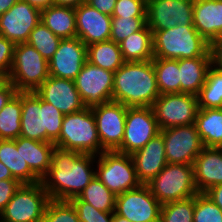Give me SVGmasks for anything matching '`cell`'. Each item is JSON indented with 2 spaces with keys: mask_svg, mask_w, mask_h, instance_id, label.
Here are the masks:
<instances>
[{
  "mask_svg": "<svg viewBox=\"0 0 222 222\" xmlns=\"http://www.w3.org/2000/svg\"><path fill=\"white\" fill-rule=\"evenodd\" d=\"M16 145H21V155L29 168L42 179L49 171L55 144L19 136Z\"/></svg>",
  "mask_w": 222,
  "mask_h": 222,
  "instance_id": "obj_24",
  "label": "cell"
},
{
  "mask_svg": "<svg viewBox=\"0 0 222 222\" xmlns=\"http://www.w3.org/2000/svg\"><path fill=\"white\" fill-rule=\"evenodd\" d=\"M193 222H222V209L205 193L194 196Z\"/></svg>",
  "mask_w": 222,
  "mask_h": 222,
  "instance_id": "obj_38",
  "label": "cell"
},
{
  "mask_svg": "<svg viewBox=\"0 0 222 222\" xmlns=\"http://www.w3.org/2000/svg\"><path fill=\"white\" fill-rule=\"evenodd\" d=\"M19 0H0V16L8 11Z\"/></svg>",
  "mask_w": 222,
  "mask_h": 222,
  "instance_id": "obj_50",
  "label": "cell"
},
{
  "mask_svg": "<svg viewBox=\"0 0 222 222\" xmlns=\"http://www.w3.org/2000/svg\"><path fill=\"white\" fill-rule=\"evenodd\" d=\"M21 185L22 183L17 179L0 180V213Z\"/></svg>",
  "mask_w": 222,
  "mask_h": 222,
  "instance_id": "obj_43",
  "label": "cell"
},
{
  "mask_svg": "<svg viewBox=\"0 0 222 222\" xmlns=\"http://www.w3.org/2000/svg\"><path fill=\"white\" fill-rule=\"evenodd\" d=\"M35 93L43 101L52 104L64 115L75 113L85 108L73 80L49 75Z\"/></svg>",
  "mask_w": 222,
  "mask_h": 222,
  "instance_id": "obj_19",
  "label": "cell"
},
{
  "mask_svg": "<svg viewBox=\"0 0 222 222\" xmlns=\"http://www.w3.org/2000/svg\"><path fill=\"white\" fill-rule=\"evenodd\" d=\"M85 2L86 0H53L54 5L68 6L73 8H76Z\"/></svg>",
  "mask_w": 222,
  "mask_h": 222,
  "instance_id": "obj_48",
  "label": "cell"
},
{
  "mask_svg": "<svg viewBox=\"0 0 222 222\" xmlns=\"http://www.w3.org/2000/svg\"><path fill=\"white\" fill-rule=\"evenodd\" d=\"M95 160L96 155L55 146L49 171L41 179L50 200L69 201L78 197L95 177Z\"/></svg>",
  "mask_w": 222,
  "mask_h": 222,
  "instance_id": "obj_1",
  "label": "cell"
},
{
  "mask_svg": "<svg viewBox=\"0 0 222 222\" xmlns=\"http://www.w3.org/2000/svg\"><path fill=\"white\" fill-rule=\"evenodd\" d=\"M205 194L222 209V184L209 188Z\"/></svg>",
  "mask_w": 222,
  "mask_h": 222,
  "instance_id": "obj_47",
  "label": "cell"
},
{
  "mask_svg": "<svg viewBox=\"0 0 222 222\" xmlns=\"http://www.w3.org/2000/svg\"><path fill=\"white\" fill-rule=\"evenodd\" d=\"M78 198L103 212H115L116 195L96 176L78 195Z\"/></svg>",
  "mask_w": 222,
  "mask_h": 222,
  "instance_id": "obj_34",
  "label": "cell"
},
{
  "mask_svg": "<svg viewBox=\"0 0 222 222\" xmlns=\"http://www.w3.org/2000/svg\"><path fill=\"white\" fill-rule=\"evenodd\" d=\"M69 202L74 206L80 222H113L114 212L97 210L78 197L72 198Z\"/></svg>",
  "mask_w": 222,
  "mask_h": 222,
  "instance_id": "obj_40",
  "label": "cell"
},
{
  "mask_svg": "<svg viewBox=\"0 0 222 222\" xmlns=\"http://www.w3.org/2000/svg\"><path fill=\"white\" fill-rule=\"evenodd\" d=\"M117 0H86L91 7L99 12L112 16Z\"/></svg>",
  "mask_w": 222,
  "mask_h": 222,
  "instance_id": "obj_46",
  "label": "cell"
},
{
  "mask_svg": "<svg viewBox=\"0 0 222 222\" xmlns=\"http://www.w3.org/2000/svg\"><path fill=\"white\" fill-rule=\"evenodd\" d=\"M42 222H80L74 206L69 201L50 200Z\"/></svg>",
  "mask_w": 222,
  "mask_h": 222,
  "instance_id": "obj_39",
  "label": "cell"
},
{
  "mask_svg": "<svg viewBox=\"0 0 222 222\" xmlns=\"http://www.w3.org/2000/svg\"><path fill=\"white\" fill-rule=\"evenodd\" d=\"M159 95L152 60L124 62L114 73L112 101L127 108L152 107Z\"/></svg>",
  "mask_w": 222,
  "mask_h": 222,
  "instance_id": "obj_2",
  "label": "cell"
},
{
  "mask_svg": "<svg viewBox=\"0 0 222 222\" xmlns=\"http://www.w3.org/2000/svg\"><path fill=\"white\" fill-rule=\"evenodd\" d=\"M74 82L85 107L92 108L112 101L113 72L86 61Z\"/></svg>",
  "mask_w": 222,
  "mask_h": 222,
  "instance_id": "obj_14",
  "label": "cell"
},
{
  "mask_svg": "<svg viewBox=\"0 0 222 222\" xmlns=\"http://www.w3.org/2000/svg\"><path fill=\"white\" fill-rule=\"evenodd\" d=\"M152 62L160 95L181 93L178 59L153 58Z\"/></svg>",
  "mask_w": 222,
  "mask_h": 222,
  "instance_id": "obj_31",
  "label": "cell"
},
{
  "mask_svg": "<svg viewBox=\"0 0 222 222\" xmlns=\"http://www.w3.org/2000/svg\"><path fill=\"white\" fill-rule=\"evenodd\" d=\"M21 103L20 136L54 143L59 138L64 114L35 92H21Z\"/></svg>",
  "mask_w": 222,
  "mask_h": 222,
  "instance_id": "obj_3",
  "label": "cell"
},
{
  "mask_svg": "<svg viewBox=\"0 0 222 222\" xmlns=\"http://www.w3.org/2000/svg\"><path fill=\"white\" fill-rule=\"evenodd\" d=\"M21 92H17L0 111V140H15L21 132Z\"/></svg>",
  "mask_w": 222,
  "mask_h": 222,
  "instance_id": "obj_32",
  "label": "cell"
},
{
  "mask_svg": "<svg viewBox=\"0 0 222 222\" xmlns=\"http://www.w3.org/2000/svg\"><path fill=\"white\" fill-rule=\"evenodd\" d=\"M40 21L61 39L77 37L73 7L52 4L41 10Z\"/></svg>",
  "mask_w": 222,
  "mask_h": 222,
  "instance_id": "obj_27",
  "label": "cell"
},
{
  "mask_svg": "<svg viewBox=\"0 0 222 222\" xmlns=\"http://www.w3.org/2000/svg\"><path fill=\"white\" fill-rule=\"evenodd\" d=\"M17 93L16 88L14 85L8 81L7 79H4L0 83V111L3 109V107L11 100V98Z\"/></svg>",
  "mask_w": 222,
  "mask_h": 222,
  "instance_id": "obj_45",
  "label": "cell"
},
{
  "mask_svg": "<svg viewBox=\"0 0 222 222\" xmlns=\"http://www.w3.org/2000/svg\"><path fill=\"white\" fill-rule=\"evenodd\" d=\"M87 61L113 73H115L125 62L119 44L112 40L96 42L88 45Z\"/></svg>",
  "mask_w": 222,
  "mask_h": 222,
  "instance_id": "obj_30",
  "label": "cell"
},
{
  "mask_svg": "<svg viewBox=\"0 0 222 222\" xmlns=\"http://www.w3.org/2000/svg\"><path fill=\"white\" fill-rule=\"evenodd\" d=\"M159 133L152 107L127 108L124 138L115 151L131 155Z\"/></svg>",
  "mask_w": 222,
  "mask_h": 222,
  "instance_id": "obj_12",
  "label": "cell"
},
{
  "mask_svg": "<svg viewBox=\"0 0 222 222\" xmlns=\"http://www.w3.org/2000/svg\"><path fill=\"white\" fill-rule=\"evenodd\" d=\"M198 107L202 109L222 108V70L210 66L205 84L198 95Z\"/></svg>",
  "mask_w": 222,
  "mask_h": 222,
  "instance_id": "obj_33",
  "label": "cell"
},
{
  "mask_svg": "<svg viewBox=\"0 0 222 222\" xmlns=\"http://www.w3.org/2000/svg\"><path fill=\"white\" fill-rule=\"evenodd\" d=\"M131 157L138 180L149 183L167 165L163 135L157 134Z\"/></svg>",
  "mask_w": 222,
  "mask_h": 222,
  "instance_id": "obj_21",
  "label": "cell"
},
{
  "mask_svg": "<svg viewBox=\"0 0 222 222\" xmlns=\"http://www.w3.org/2000/svg\"><path fill=\"white\" fill-rule=\"evenodd\" d=\"M28 2L30 5L35 6L36 8L42 10L51 6L53 4V0H23Z\"/></svg>",
  "mask_w": 222,
  "mask_h": 222,
  "instance_id": "obj_49",
  "label": "cell"
},
{
  "mask_svg": "<svg viewBox=\"0 0 222 222\" xmlns=\"http://www.w3.org/2000/svg\"><path fill=\"white\" fill-rule=\"evenodd\" d=\"M55 146L78 151L81 154L100 155L105 151L97 133V126L91 108L64 115L59 138Z\"/></svg>",
  "mask_w": 222,
  "mask_h": 222,
  "instance_id": "obj_5",
  "label": "cell"
},
{
  "mask_svg": "<svg viewBox=\"0 0 222 222\" xmlns=\"http://www.w3.org/2000/svg\"><path fill=\"white\" fill-rule=\"evenodd\" d=\"M146 25V17H112L110 40L119 44Z\"/></svg>",
  "mask_w": 222,
  "mask_h": 222,
  "instance_id": "obj_37",
  "label": "cell"
},
{
  "mask_svg": "<svg viewBox=\"0 0 222 222\" xmlns=\"http://www.w3.org/2000/svg\"><path fill=\"white\" fill-rule=\"evenodd\" d=\"M193 26L209 43L222 36V0H194Z\"/></svg>",
  "mask_w": 222,
  "mask_h": 222,
  "instance_id": "obj_23",
  "label": "cell"
},
{
  "mask_svg": "<svg viewBox=\"0 0 222 222\" xmlns=\"http://www.w3.org/2000/svg\"><path fill=\"white\" fill-rule=\"evenodd\" d=\"M96 120L101 147L105 151H115L124 138L127 107L115 101L91 108Z\"/></svg>",
  "mask_w": 222,
  "mask_h": 222,
  "instance_id": "obj_15",
  "label": "cell"
},
{
  "mask_svg": "<svg viewBox=\"0 0 222 222\" xmlns=\"http://www.w3.org/2000/svg\"><path fill=\"white\" fill-rule=\"evenodd\" d=\"M40 19V9L19 0L0 16V35L14 44L25 43Z\"/></svg>",
  "mask_w": 222,
  "mask_h": 222,
  "instance_id": "obj_17",
  "label": "cell"
},
{
  "mask_svg": "<svg viewBox=\"0 0 222 222\" xmlns=\"http://www.w3.org/2000/svg\"><path fill=\"white\" fill-rule=\"evenodd\" d=\"M49 77V62L27 42L15 44L7 76L17 92H35Z\"/></svg>",
  "mask_w": 222,
  "mask_h": 222,
  "instance_id": "obj_6",
  "label": "cell"
},
{
  "mask_svg": "<svg viewBox=\"0 0 222 222\" xmlns=\"http://www.w3.org/2000/svg\"><path fill=\"white\" fill-rule=\"evenodd\" d=\"M60 41L61 38L56 36L40 21L31 31L27 43L49 61L57 51Z\"/></svg>",
  "mask_w": 222,
  "mask_h": 222,
  "instance_id": "obj_35",
  "label": "cell"
},
{
  "mask_svg": "<svg viewBox=\"0 0 222 222\" xmlns=\"http://www.w3.org/2000/svg\"><path fill=\"white\" fill-rule=\"evenodd\" d=\"M0 162L9 168L12 176L22 184H34L41 181L23 159L21 145H16V140H0Z\"/></svg>",
  "mask_w": 222,
  "mask_h": 222,
  "instance_id": "obj_26",
  "label": "cell"
},
{
  "mask_svg": "<svg viewBox=\"0 0 222 222\" xmlns=\"http://www.w3.org/2000/svg\"><path fill=\"white\" fill-rule=\"evenodd\" d=\"M49 195L42 182L22 184L0 213L2 222H42Z\"/></svg>",
  "mask_w": 222,
  "mask_h": 222,
  "instance_id": "obj_9",
  "label": "cell"
},
{
  "mask_svg": "<svg viewBox=\"0 0 222 222\" xmlns=\"http://www.w3.org/2000/svg\"><path fill=\"white\" fill-rule=\"evenodd\" d=\"M193 216L194 196L163 204L159 222H193Z\"/></svg>",
  "mask_w": 222,
  "mask_h": 222,
  "instance_id": "obj_36",
  "label": "cell"
},
{
  "mask_svg": "<svg viewBox=\"0 0 222 222\" xmlns=\"http://www.w3.org/2000/svg\"><path fill=\"white\" fill-rule=\"evenodd\" d=\"M77 37L86 45L110 40L112 17L88 3L75 8Z\"/></svg>",
  "mask_w": 222,
  "mask_h": 222,
  "instance_id": "obj_20",
  "label": "cell"
},
{
  "mask_svg": "<svg viewBox=\"0 0 222 222\" xmlns=\"http://www.w3.org/2000/svg\"><path fill=\"white\" fill-rule=\"evenodd\" d=\"M199 193L222 184V148L204 147L193 163Z\"/></svg>",
  "mask_w": 222,
  "mask_h": 222,
  "instance_id": "obj_22",
  "label": "cell"
},
{
  "mask_svg": "<svg viewBox=\"0 0 222 222\" xmlns=\"http://www.w3.org/2000/svg\"><path fill=\"white\" fill-rule=\"evenodd\" d=\"M195 125L204 147L222 148V108H199Z\"/></svg>",
  "mask_w": 222,
  "mask_h": 222,
  "instance_id": "obj_28",
  "label": "cell"
},
{
  "mask_svg": "<svg viewBox=\"0 0 222 222\" xmlns=\"http://www.w3.org/2000/svg\"><path fill=\"white\" fill-rule=\"evenodd\" d=\"M3 80H4V78L0 76V83H1Z\"/></svg>",
  "mask_w": 222,
  "mask_h": 222,
  "instance_id": "obj_53",
  "label": "cell"
},
{
  "mask_svg": "<svg viewBox=\"0 0 222 222\" xmlns=\"http://www.w3.org/2000/svg\"><path fill=\"white\" fill-rule=\"evenodd\" d=\"M96 159L98 164L95 176L115 195L141 185L131 155L118 151H103Z\"/></svg>",
  "mask_w": 222,
  "mask_h": 222,
  "instance_id": "obj_8",
  "label": "cell"
},
{
  "mask_svg": "<svg viewBox=\"0 0 222 222\" xmlns=\"http://www.w3.org/2000/svg\"><path fill=\"white\" fill-rule=\"evenodd\" d=\"M119 46L125 62L150 61L154 58L152 31L147 25L129 35Z\"/></svg>",
  "mask_w": 222,
  "mask_h": 222,
  "instance_id": "obj_29",
  "label": "cell"
},
{
  "mask_svg": "<svg viewBox=\"0 0 222 222\" xmlns=\"http://www.w3.org/2000/svg\"><path fill=\"white\" fill-rule=\"evenodd\" d=\"M211 57L178 59L180 71L181 93L197 96L205 84Z\"/></svg>",
  "mask_w": 222,
  "mask_h": 222,
  "instance_id": "obj_25",
  "label": "cell"
},
{
  "mask_svg": "<svg viewBox=\"0 0 222 222\" xmlns=\"http://www.w3.org/2000/svg\"><path fill=\"white\" fill-rule=\"evenodd\" d=\"M147 185L162 205L199 193L195 184L193 165L167 163Z\"/></svg>",
  "mask_w": 222,
  "mask_h": 222,
  "instance_id": "obj_7",
  "label": "cell"
},
{
  "mask_svg": "<svg viewBox=\"0 0 222 222\" xmlns=\"http://www.w3.org/2000/svg\"><path fill=\"white\" fill-rule=\"evenodd\" d=\"M147 0H117L111 17H146Z\"/></svg>",
  "mask_w": 222,
  "mask_h": 222,
  "instance_id": "obj_41",
  "label": "cell"
},
{
  "mask_svg": "<svg viewBox=\"0 0 222 222\" xmlns=\"http://www.w3.org/2000/svg\"><path fill=\"white\" fill-rule=\"evenodd\" d=\"M209 52L211 57V66L222 70V36L209 43Z\"/></svg>",
  "mask_w": 222,
  "mask_h": 222,
  "instance_id": "obj_44",
  "label": "cell"
},
{
  "mask_svg": "<svg viewBox=\"0 0 222 222\" xmlns=\"http://www.w3.org/2000/svg\"><path fill=\"white\" fill-rule=\"evenodd\" d=\"M154 58L185 59L210 57L209 42L193 25L151 30Z\"/></svg>",
  "mask_w": 222,
  "mask_h": 222,
  "instance_id": "obj_4",
  "label": "cell"
},
{
  "mask_svg": "<svg viewBox=\"0 0 222 222\" xmlns=\"http://www.w3.org/2000/svg\"><path fill=\"white\" fill-rule=\"evenodd\" d=\"M162 204L147 184L116 195L115 214L130 222H159Z\"/></svg>",
  "mask_w": 222,
  "mask_h": 222,
  "instance_id": "obj_11",
  "label": "cell"
},
{
  "mask_svg": "<svg viewBox=\"0 0 222 222\" xmlns=\"http://www.w3.org/2000/svg\"><path fill=\"white\" fill-rule=\"evenodd\" d=\"M5 179H15L12 176V173L10 172L9 168H7L2 162H0V180Z\"/></svg>",
  "mask_w": 222,
  "mask_h": 222,
  "instance_id": "obj_51",
  "label": "cell"
},
{
  "mask_svg": "<svg viewBox=\"0 0 222 222\" xmlns=\"http://www.w3.org/2000/svg\"><path fill=\"white\" fill-rule=\"evenodd\" d=\"M194 0H147L146 20L151 30L193 25Z\"/></svg>",
  "mask_w": 222,
  "mask_h": 222,
  "instance_id": "obj_16",
  "label": "cell"
},
{
  "mask_svg": "<svg viewBox=\"0 0 222 222\" xmlns=\"http://www.w3.org/2000/svg\"><path fill=\"white\" fill-rule=\"evenodd\" d=\"M153 111L160 130L194 124L198 98L187 93L163 94L155 100Z\"/></svg>",
  "mask_w": 222,
  "mask_h": 222,
  "instance_id": "obj_10",
  "label": "cell"
},
{
  "mask_svg": "<svg viewBox=\"0 0 222 222\" xmlns=\"http://www.w3.org/2000/svg\"><path fill=\"white\" fill-rule=\"evenodd\" d=\"M87 61V46L78 38L61 39L49 62V75L73 80Z\"/></svg>",
  "mask_w": 222,
  "mask_h": 222,
  "instance_id": "obj_18",
  "label": "cell"
},
{
  "mask_svg": "<svg viewBox=\"0 0 222 222\" xmlns=\"http://www.w3.org/2000/svg\"><path fill=\"white\" fill-rule=\"evenodd\" d=\"M165 144L167 163L193 165L204 148L194 124L160 130Z\"/></svg>",
  "mask_w": 222,
  "mask_h": 222,
  "instance_id": "obj_13",
  "label": "cell"
},
{
  "mask_svg": "<svg viewBox=\"0 0 222 222\" xmlns=\"http://www.w3.org/2000/svg\"><path fill=\"white\" fill-rule=\"evenodd\" d=\"M113 222H130V221L128 219H126V218H124L122 216L116 215L114 213Z\"/></svg>",
  "mask_w": 222,
  "mask_h": 222,
  "instance_id": "obj_52",
  "label": "cell"
},
{
  "mask_svg": "<svg viewBox=\"0 0 222 222\" xmlns=\"http://www.w3.org/2000/svg\"><path fill=\"white\" fill-rule=\"evenodd\" d=\"M15 44L0 35V76L7 78L13 63Z\"/></svg>",
  "mask_w": 222,
  "mask_h": 222,
  "instance_id": "obj_42",
  "label": "cell"
}]
</instances>
